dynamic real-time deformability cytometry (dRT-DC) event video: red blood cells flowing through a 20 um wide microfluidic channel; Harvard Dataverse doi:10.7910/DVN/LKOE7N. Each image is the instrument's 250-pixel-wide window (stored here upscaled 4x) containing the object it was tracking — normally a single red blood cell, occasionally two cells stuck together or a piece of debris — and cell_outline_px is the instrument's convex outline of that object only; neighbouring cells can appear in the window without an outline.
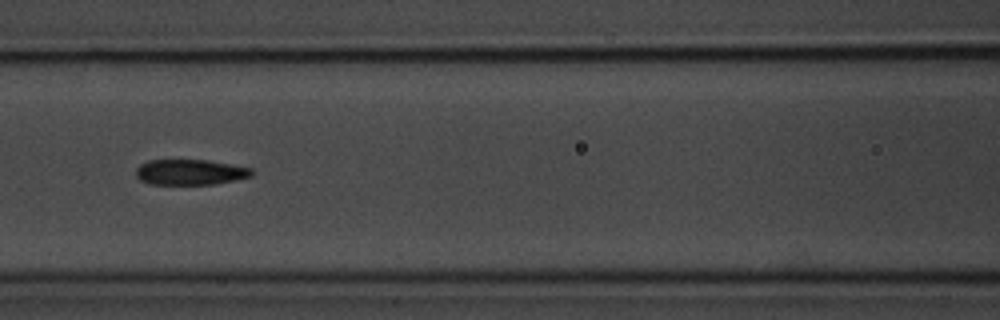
{"species": "common noctule bat (a hibernating species)", "species_latin": "Nyctalus noctula", "temperature_condition": "room temperature", "stored_images_in_passage": 7, "camera_frame_rate_fps": 3000, "um_per_image_px": 0.085, "animal": {"sex": "male", "body_mass_g": 20.1, "forearm_length_mm": 53.5}, "frame": {"image": 1, "passage_image": 6, "time_ms": 5.667, "image_size_px": [1000, 320], "cell_outline_px": [[252, 176], [236, 180], [216, 184], [152, 184], [140, 180], [136, 176], [136, 168], [140, 164], [148, 160], [204, 160], [252, 168]], "centroid_in_image_um": [16.14, 14.64], "position_along_channel_um": 150.5, "area_um2": 17.11}}
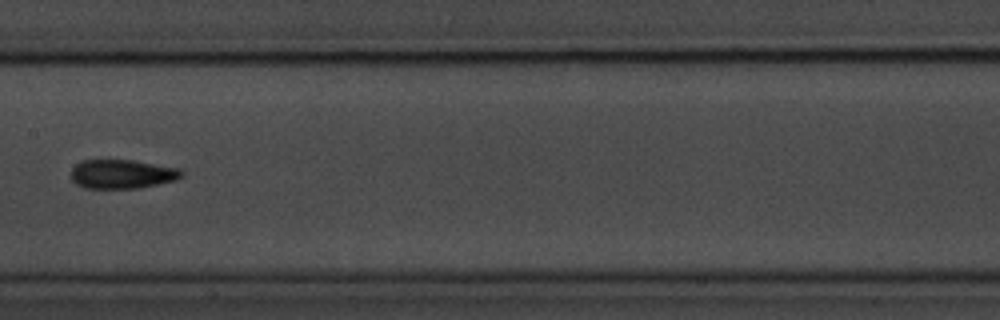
{"frame": {"image": 2, "passage_image": 7, "time_ms": 7.0, "image_size_px": [1000, 320], "cell_outline_px": [[184, 176], [176, 180], [140, 188], [84, 188], [76, 184], [72, 180], [72, 168], [80, 160], [132, 160], [180, 168], [184, 172]], "centroid_in_image_um": [10.4, 14.79], "position_along_channel_um": 197.0, "area_um2": 18.84}}